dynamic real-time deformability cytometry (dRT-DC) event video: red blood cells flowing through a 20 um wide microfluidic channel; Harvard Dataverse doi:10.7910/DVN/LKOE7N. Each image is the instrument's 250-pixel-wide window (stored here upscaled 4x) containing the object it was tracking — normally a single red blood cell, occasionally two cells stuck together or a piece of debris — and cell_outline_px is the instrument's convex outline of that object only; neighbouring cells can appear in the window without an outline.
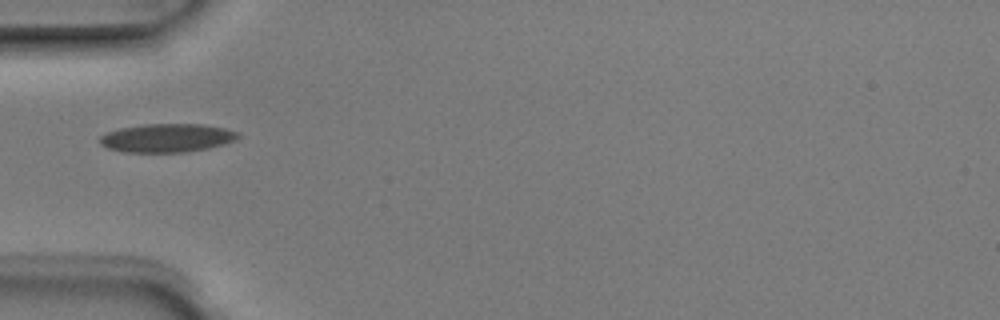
{"species": "Egyptian fruit bat (a non-hibernating species)", "species_latin": "Rousettus aegyptiacus", "temperature_condition": "room temperature", "stored_images_in_passage": 2, "camera_frame_rate_fps": 3000, "um_per_image_px": 0.085, "animal": {"sex": "male"}, "frame": {"image": 1, "passage_image": 1, "time_ms": 0.0, "image_size_px": [1000, 320], "cell_outline_px": [[240, 136], [236, 140], [224, 144], [208, 148], [184, 152], [120, 152], [108, 148], [100, 144], [100, 136], [108, 132], [120, 128], [144, 124], [204, 124], [224, 128], [240, 132]], "centroid_in_image_um": [14.21, 11.72], "position_along_channel_um": 70.8, "area_um2": 23.06}}
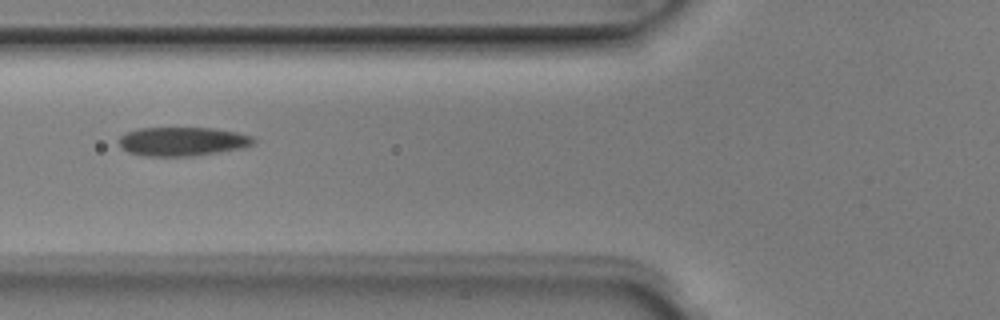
{"frame": {"image": 2, "passage_image": 2, "time_ms": 0.333, "image_size_px": [1000, 320], "cell_outline_px": [[256, 140], [252, 144], [244, 148], [220, 152], [192, 156], [144, 156], [128, 152], [120, 144], [120, 136], [128, 132], [140, 128], [216, 128], [236, 132], [252, 136]], "centroid_in_image_um": [15.55, 12.02], "position_along_channel_um": 110.2, "area_um2": 22.6}}